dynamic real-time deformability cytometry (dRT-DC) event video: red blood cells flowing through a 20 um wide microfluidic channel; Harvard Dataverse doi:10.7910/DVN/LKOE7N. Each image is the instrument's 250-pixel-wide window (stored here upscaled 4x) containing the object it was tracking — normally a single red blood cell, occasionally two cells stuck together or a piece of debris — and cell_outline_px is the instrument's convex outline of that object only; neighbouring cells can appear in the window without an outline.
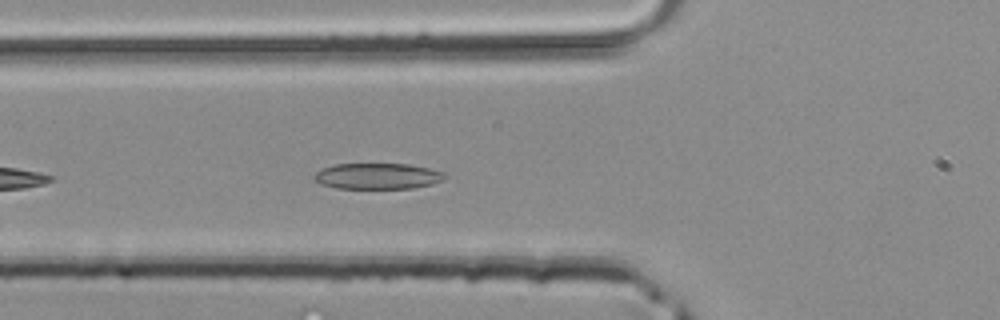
{"species": "common noctule bat (a hibernating species)", "species_latin": "Nyctalus noctula", "temperature_condition": "room temperature", "stored_images_in_passage": 12, "camera_frame_rate_fps": 3000, "um_per_image_px": 0.085, "animal": {"sex": "male", "body_mass_g": 20.4}, "frame": {"image": 1, "passage_image": 4, "time_ms": 1.0, "image_size_px": [1000, 320], "cell_outline_px": [[448, 176], [432, 184], [412, 188], [336, 188], [320, 184], [312, 180], [312, 176], [320, 168], [336, 164], [408, 164], [428, 168], [444, 172]], "centroid_in_image_um": [32.03, 14.97], "position_along_channel_um": 93.8, "area_um2": 19.83}}